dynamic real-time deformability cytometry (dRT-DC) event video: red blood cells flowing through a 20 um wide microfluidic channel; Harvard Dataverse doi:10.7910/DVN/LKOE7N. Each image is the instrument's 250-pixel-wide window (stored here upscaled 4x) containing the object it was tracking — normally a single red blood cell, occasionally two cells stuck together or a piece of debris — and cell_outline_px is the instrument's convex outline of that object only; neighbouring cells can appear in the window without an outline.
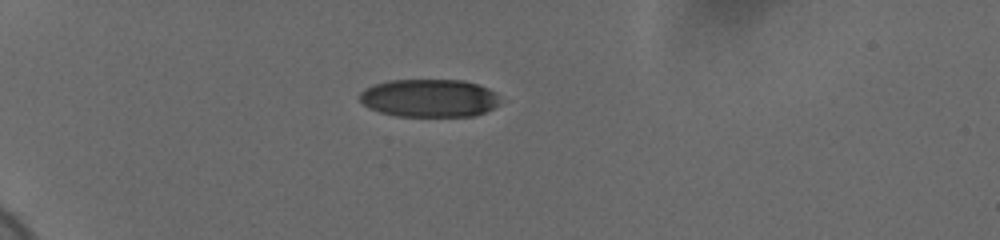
{"species": "human", "species_latin": "Homo sapiens", "temperature_condition": "cold", "stored_images_in_passage": 41, "camera_frame_rate_fps": 3000, "um_per_image_px": 0.085, "donor": {"sex": "female"}, "frame": {"image": 1, "passage_image": 1, "time_ms": 0.0, "image_size_px": [1000, 240], "cell_outline_px": [[500, 104], [476, 116], [396, 116], [380, 112], [368, 108], [356, 96], [364, 88], [372, 84], [388, 80], [464, 80], [488, 88], [496, 92]], "centroid_in_image_um": [36.44, 8.33], "position_along_channel_um": 48.6, "area_um2": 31.39}}
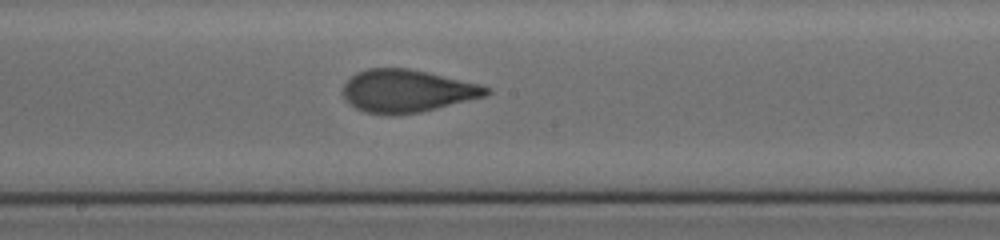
{"frame": {"image": 2, "passage_image": 18, "time_ms": 5.667, "image_size_px": [1000, 240], "cell_outline_px": [[492, 92], [484, 96], [420, 112], [388, 116], [364, 112], [356, 108], [344, 96], [344, 84], [356, 72], [368, 68], [408, 68], [480, 84], [488, 88]], "centroid_in_image_um": [34.57, 7.73], "position_along_channel_um": 213.6, "area_um2": 35.26}}
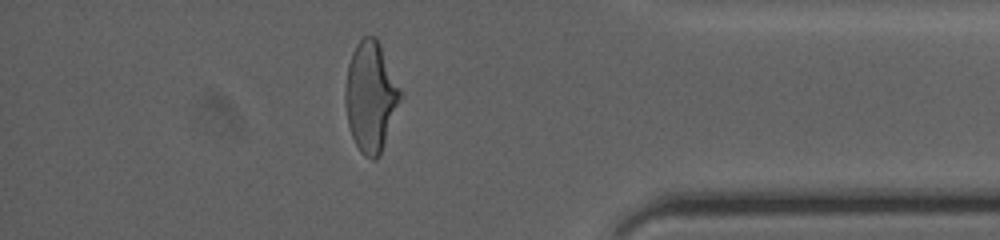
{"frame": {"image": 3, "passage_image": 35, "time_ms": 11.333, "image_size_px": [1000, 240], "cell_outline_px": [[404, 96], [380, 156], [376, 160], [372, 160], [364, 156], [360, 152], [352, 136], [348, 124], [344, 96], [344, 88], [348, 64], [352, 52], [356, 44], [364, 36], [376, 36], [380, 44]], "centroid_in_image_um": [31.53, 8.24], "position_along_channel_um": 403.7, "area_um2": 35.89}, "authors_computed_cell_mechanics": {"area_um2": 35.258, "velocity_mm_per_s": 3.6919, "shape_relaxation_time_tau1_ms": 4.5538, "shape_relaxation_time_tau2_ms": 0.8994, "deformation_change_tau1": 0.1845, "deformation_change_tau2": 0.0797}}